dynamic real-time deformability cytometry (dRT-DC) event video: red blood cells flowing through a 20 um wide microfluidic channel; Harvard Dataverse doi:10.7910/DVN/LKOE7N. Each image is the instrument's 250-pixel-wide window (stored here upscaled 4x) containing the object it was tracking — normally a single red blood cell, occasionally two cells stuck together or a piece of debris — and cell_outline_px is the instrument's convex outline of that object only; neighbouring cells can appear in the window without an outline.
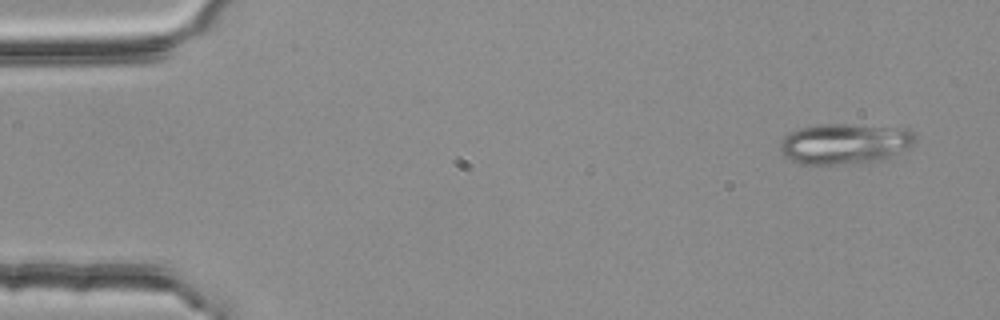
{"species": "common noctule bat (a hibernating species)", "species_latin": "Nyctalus noctula", "temperature_condition": "room temperature", "stored_images_in_passage": 6, "segment_of_instrument_passage": [1, 2], "camera_frame_rate_fps": 3000, "um_per_image_px": 0.085, "animal": {"sex": "female", "body_mass_g": 25.1}, "frame": {"image": 1, "passage_image": 1, "time_ms": 0.0, "image_size_px": [1000, 320], "cell_outline_px": [[916, 144], [912, 148], [884, 160], [836, 164], [800, 164], [784, 156], [780, 148], [780, 140], [784, 136], [800, 128], [820, 124], [844, 124], [908, 128], [916, 136]], "centroid_in_image_um": [71.87, 12.21], "position_along_channel_um": 13.1, "area_um2": 32.25}}